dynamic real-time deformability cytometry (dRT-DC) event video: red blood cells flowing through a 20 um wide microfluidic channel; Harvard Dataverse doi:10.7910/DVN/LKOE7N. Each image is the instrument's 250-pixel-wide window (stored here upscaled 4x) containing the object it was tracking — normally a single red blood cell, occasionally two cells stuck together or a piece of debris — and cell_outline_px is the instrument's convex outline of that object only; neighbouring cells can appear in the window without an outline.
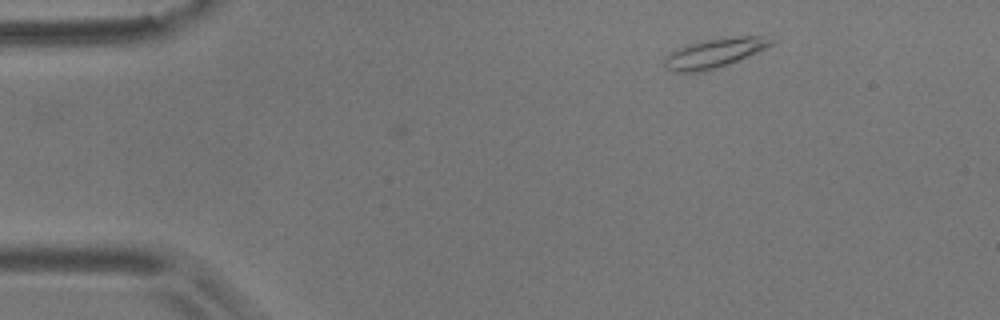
{"species": "common noctule bat (a hibernating species)", "species_latin": "Nyctalus noctula", "temperature_condition": "room temperature", "stored_images_in_passage": 3, "camera_frame_rate_fps": 3000, "um_per_image_px": 0.085, "animal": {"sex": "male", "body_mass_g": 17.9}, "frame": {"image": 1, "passage_image": 1, "time_ms": 0.0, "image_size_px": [1000, 320], "cell_outline_px": [[776, 40], [772, 44], [740, 60], [704, 72], [672, 72], [664, 68], [664, 56], [668, 52], [684, 44], [700, 40], [740, 36], [764, 36]], "centroid_in_image_um": [60.63, 4.51], "position_along_channel_um": 24.4, "area_um2": 18.61}}